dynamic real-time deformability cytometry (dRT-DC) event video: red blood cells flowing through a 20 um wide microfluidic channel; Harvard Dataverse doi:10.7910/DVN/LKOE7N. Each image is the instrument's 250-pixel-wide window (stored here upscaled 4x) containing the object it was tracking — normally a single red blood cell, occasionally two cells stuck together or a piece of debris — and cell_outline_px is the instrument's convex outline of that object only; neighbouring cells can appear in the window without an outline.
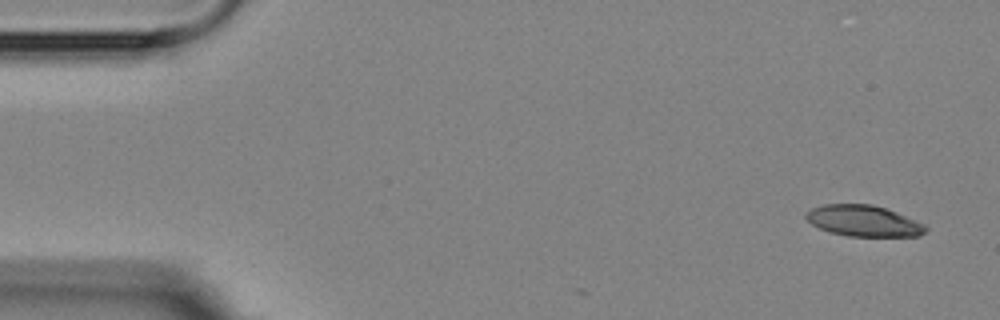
{"species": "Egyptian fruit bat (a non-hibernating species)", "species_latin": "Rousettus aegyptiacus", "temperature_condition": "room temperature", "stored_images_in_passage": 10, "camera_frame_rate_fps": 3000, "um_per_image_px": 0.085, "animal": {"sex": "female"}, "frame": {"image": 1, "passage_image": 1, "time_ms": 0.0, "image_size_px": [1000, 320], "cell_outline_px": [[928, 228], [920, 236], [848, 236], [832, 232], [820, 228], [812, 224], [804, 216], [804, 212], [812, 208], [824, 204], [872, 204], [896, 212], [924, 224]], "centroid_in_image_um": [73.38, 18.77], "position_along_channel_um": 11.6, "area_um2": 21.5}}
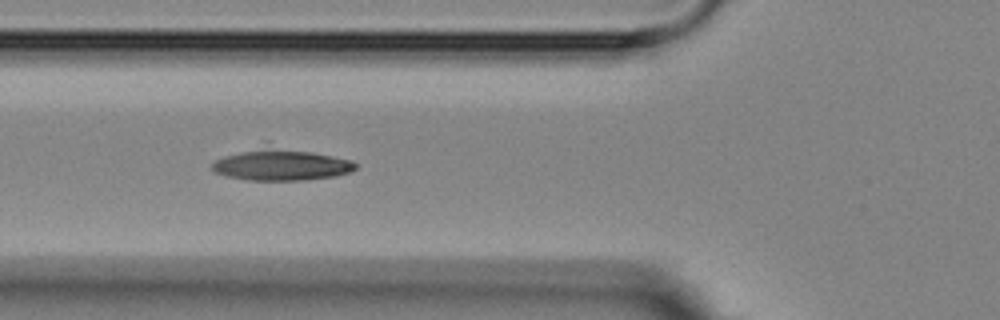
{"frame": {"image": 2, "passage_image": 6, "time_ms": 5.667, "image_size_px": [1000, 320], "cell_outline_px": [[356, 168], [348, 172], [336, 176], [300, 180], [248, 180], [228, 176], [216, 172], [212, 168], [212, 164], [216, 160], [224, 156], [240, 152], [312, 152], [352, 160], [356, 164]], "centroid_in_image_um": [23.96, 14.09], "position_along_channel_um": 101.8, "area_um2": 24.1}}
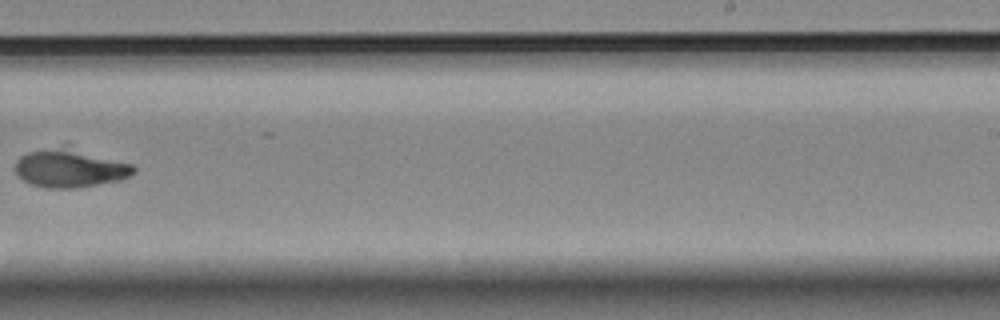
{"frame": {"image": 3, "passage_image": 10, "time_ms": 10.667, "image_size_px": [1000, 320], "cell_outline_px": [[136, 172], [120, 180], [76, 188], [44, 188], [28, 184], [16, 172], [16, 160], [20, 156], [28, 152], [68, 152], [132, 164], [136, 168]], "centroid_in_image_um": [5.91, 14.44], "position_along_channel_um": 283.1, "area_um2": 23.99}}